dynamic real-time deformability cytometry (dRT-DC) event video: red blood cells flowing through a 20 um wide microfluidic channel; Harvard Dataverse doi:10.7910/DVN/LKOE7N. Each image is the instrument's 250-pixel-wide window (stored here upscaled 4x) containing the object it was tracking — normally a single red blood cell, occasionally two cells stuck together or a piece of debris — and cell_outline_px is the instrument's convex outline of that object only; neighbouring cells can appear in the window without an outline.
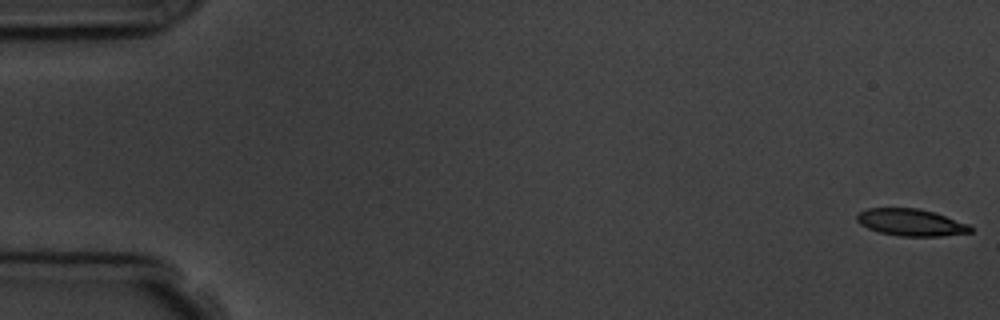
{"species": "common noctule bat (a hibernating species)", "species_latin": "Nyctalus noctula", "temperature_condition": "room temperature", "stored_images_in_passage": 6, "camera_frame_rate_fps": 3000, "um_per_image_px": 0.085, "animal": {"sex": "male", "body_mass_g": 19.5, "forearm_length_mm": 54.6}, "frame": {"image": 1, "passage_image": 1, "time_ms": 0.0, "image_size_px": [1000, 320], "cell_outline_px": [[972, 232], [940, 236], [900, 236], [880, 232], [868, 228], [860, 224], [856, 220], [856, 216], [860, 212], [868, 208], [920, 208], [968, 224], [972, 228]], "centroid_in_image_um": [77.4, 18.9], "position_along_channel_um": 7.6, "area_um2": 17.63}}
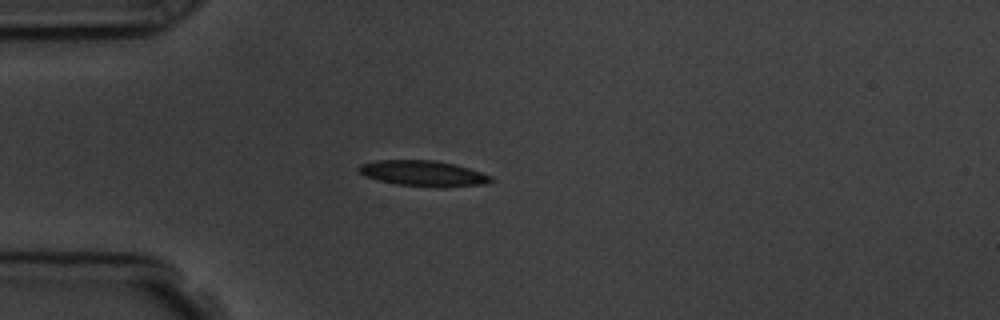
{"frame": {"image": 2, "passage_image": 5, "time_ms": 4.667, "image_size_px": [1000, 320], "cell_outline_px": [[492, 180], [484, 184], [444, 188], [440, 188], [396, 184], [364, 176], [356, 168], [360, 164], [376, 160], [432, 160], [456, 164], [492, 176]], "centroid_in_image_um": [35.96, 14.74], "position_along_channel_um": 49.0, "area_um2": 19.83}}